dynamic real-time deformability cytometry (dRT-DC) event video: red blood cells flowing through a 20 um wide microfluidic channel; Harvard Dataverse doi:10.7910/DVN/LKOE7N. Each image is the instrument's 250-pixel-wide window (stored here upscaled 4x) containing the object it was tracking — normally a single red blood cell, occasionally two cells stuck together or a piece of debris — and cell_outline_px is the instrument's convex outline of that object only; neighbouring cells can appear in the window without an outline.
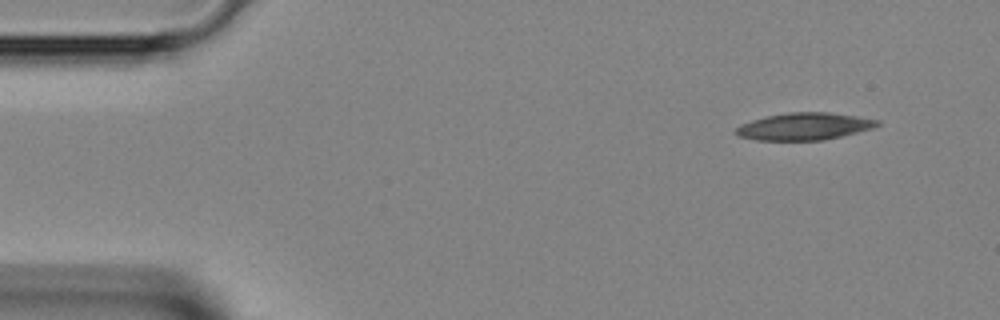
{"species": "Egyptian fruit bat (a non-hibernating species)", "species_latin": "Rousettus aegyptiacus", "temperature_condition": "room temperature", "stored_images_in_passage": 12, "camera_frame_rate_fps": 3000, "um_per_image_px": 0.085, "animal": {"sex": "female"}, "frame": {"image": 1, "passage_image": 1, "time_ms": 0.0, "image_size_px": [1000, 320], "cell_outline_px": [[880, 124], [872, 128], [824, 140], [756, 140], [736, 136], [732, 132], [740, 124], [764, 116], [788, 112], [828, 112], [856, 116], [880, 120]], "centroid_in_image_um": [68.29, 10.74], "position_along_channel_um": 16.7, "area_um2": 22.48}}
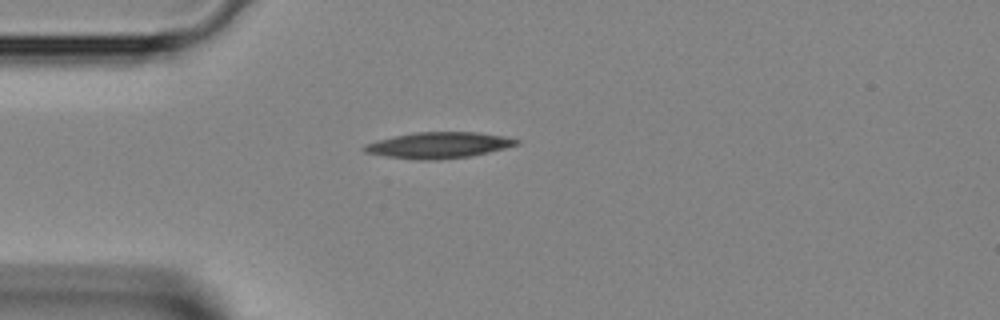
{"frame": {"image": 2, "passage_image": 8, "time_ms": 2.333, "image_size_px": [1000, 320], "cell_outline_px": [[520, 144], [488, 152], [468, 156], [436, 160], [416, 160], [384, 156], [364, 152], [360, 148], [364, 144], [396, 136], [416, 132], [476, 132], [500, 136], [520, 140]], "centroid_in_image_um": [37.24, 12.35], "position_along_channel_um": 47.8, "area_um2": 22.89}}
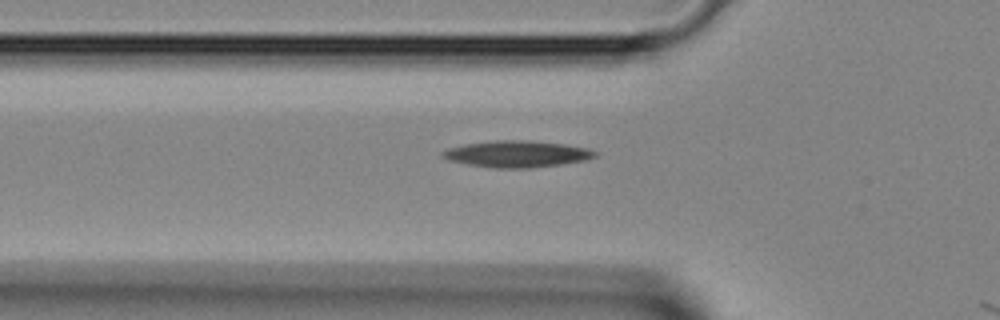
{"frame": {"image": 3, "passage_image": 11, "time_ms": 3.333, "image_size_px": [1000, 320], "cell_outline_px": [[596, 156], [584, 160], [560, 164], [528, 168], [492, 168], [468, 164], [448, 160], [440, 156], [440, 152], [448, 148], [464, 144], [496, 140], [532, 140], [564, 144], [588, 148], [596, 152]], "centroid_in_image_um": [43.89, 13.08], "position_along_channel_um": 81.9, "area_um2": 23.58}}